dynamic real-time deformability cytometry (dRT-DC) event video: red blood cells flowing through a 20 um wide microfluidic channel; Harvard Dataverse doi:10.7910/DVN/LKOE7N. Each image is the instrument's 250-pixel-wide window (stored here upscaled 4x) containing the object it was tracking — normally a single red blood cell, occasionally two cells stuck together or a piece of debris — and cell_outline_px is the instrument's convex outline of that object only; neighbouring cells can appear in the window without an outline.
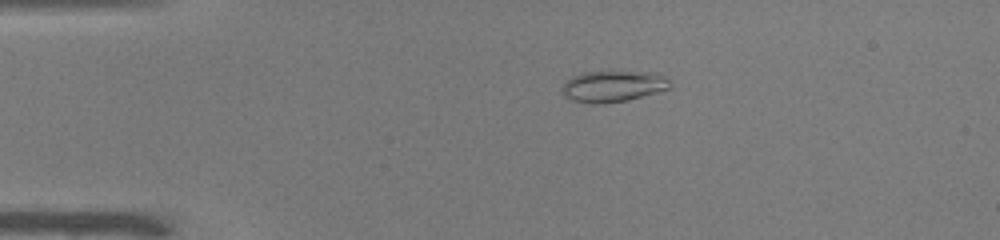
{"species": "common noctule bat (a hibernating species)", "species_latin": "Nyctalus noctula", "temperature_condition": "warm", "stored_images_in_passage": 28, "camera_frame_rate_fps": 3000, "um_per_image_px": 0.085, "animal": {"sex": "male", "body_mass_g": 19.0, "forearm_length_mm": 50.8}, "frame": {"image": 1, "passage_image": 2, "time_ms": 0.333, "image_size_px": [1000, 240], "cell_outline_px": [[672, 88], [628, 100], [600, 104], [592, 104], [572, 100], [564, 96], [560, 92], [564, 84], [572, 76], [584, 72], [660, 72], [672, 84]], "centroid_in_image_um": [52.13, 7.34], "position_along_channel_um": 32.9, "area_um2": 19.77}}
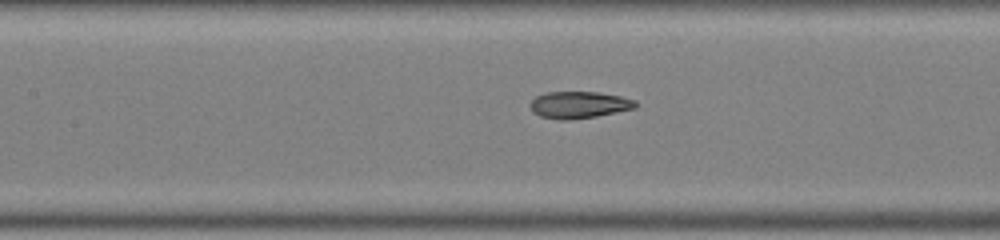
{"frame": {"image": 2, "passage_image": 15, "time_ms": 4.667, "image_size_px": [1000, 240], "cell_outline_px": [[636, 108], [596, 116], [568, 120], [560, 120], [540, 116], [532, 112], [532, 100], [536, 96], [548, 92], [596, 92], [620, 96], [636, 100]], "centroid_in_image_um": [49.22, 8.91], "position_along_channel_um": 158.2, "area_um2": 16.3}}
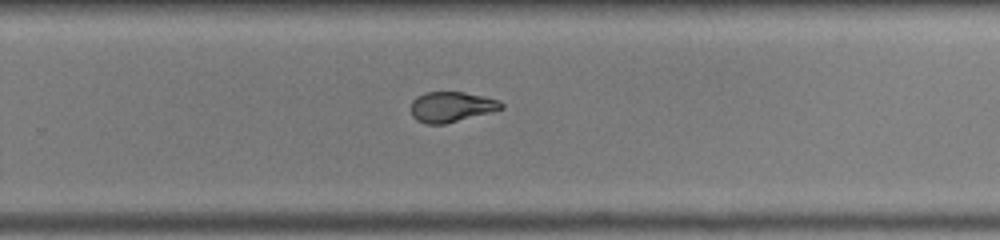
{"frame": {"image": 3, "passage_image": 25, "time_ms": 8.0, "image_size_px": [1000, 240], "cell_outline_px": [[504, 108], [444, 124], [428, 124], [416, 120], [412, 116], [412, 100], [416, 96], [424, 92], [464, 92], [484, 96], [496, 100], [504, 104]], "centroid_in_image_um": [38.33, 9.07], "position_along_channel_um": 291.5, "area_um2": 15.78}}